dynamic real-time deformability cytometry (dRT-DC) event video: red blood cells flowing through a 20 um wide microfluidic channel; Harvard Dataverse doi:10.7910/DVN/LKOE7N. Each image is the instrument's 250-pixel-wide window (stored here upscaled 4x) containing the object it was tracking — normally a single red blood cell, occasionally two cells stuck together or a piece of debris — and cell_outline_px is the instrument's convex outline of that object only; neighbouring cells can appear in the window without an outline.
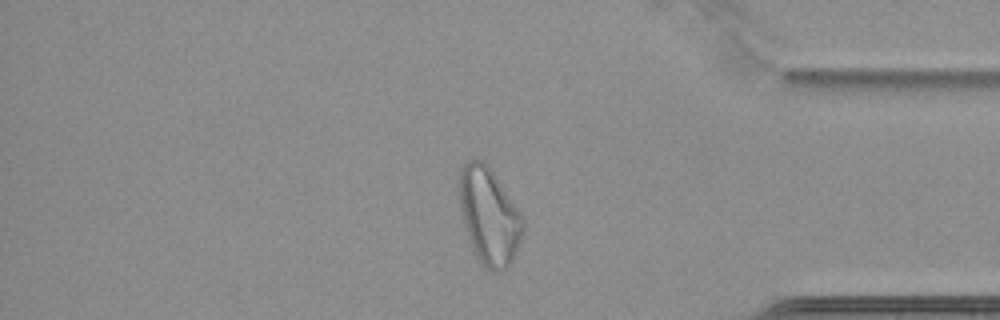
{"species": "common noctule bat (a hibernating species)", "species_latin": "Nyctalus noctula", "temperature_condition": "cold", "stored_images_in_passage": 66, "camera_frame_rate_fps": 3000, "um_per_image_px": 0.085, "animal": {"sex": "female", "body_mass_g": 22.7, "forearm_length_mm": 54.2}, "frame": {"image": 1, "passage_image": 57, "time_ms": 18.667, "image_size_px": [1000, 320], "cell_outline_px": [[524, 232], [516, 252], [512, 260], [500, 272], [496, 272], [488, 268], [476, 256], [464, 224], [460, 208], [456, 180], [460, 168], [468, 160], [484, 160], [488, 164], [520, 212], [524, 220]], "centroid_in_image_um": [41.55, 18.29], "position_along_channel_um": 393.6, "area_um2": 35.89}}